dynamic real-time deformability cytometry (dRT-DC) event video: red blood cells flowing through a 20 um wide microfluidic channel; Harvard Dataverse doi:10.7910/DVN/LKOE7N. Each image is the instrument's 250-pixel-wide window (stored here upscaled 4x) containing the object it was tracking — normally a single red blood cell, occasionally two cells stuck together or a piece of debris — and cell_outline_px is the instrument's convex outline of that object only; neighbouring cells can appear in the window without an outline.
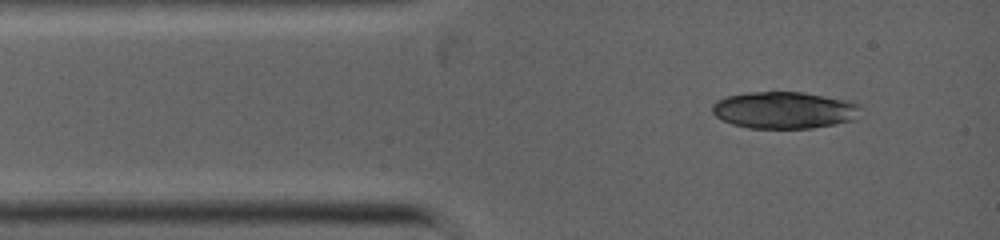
{"species": "common noctule bat (a hibernating species)", "species_latin": "Nyctalus noctula", "temperature_condition": "warm", "stored_images_in_passage": 3, "camera_frame_rate_fps": 5000, "um_per_image_px": 0.085, "animal": {"sex": "female", "body_mass_g": 19.0, "forearm_length_mm": 53.3}, "frame": {"image": 1, "passage_image": 1, "time_ms": 0.0, "image_size_px": [1000, 240], "cell_outline_px": [[860, 108], [852, 120], [812, 128], [748, 128], [732, 124], [716, 116], [712, 112], [712, 104], [716, 100], [728, 96], [748, 92], [800, 92], [852, 100], [860, 104]], "centroid_in_image_um": [66.64, 9.35], "position_along_channel_um": 18.4, "area_um2": 31.79}}